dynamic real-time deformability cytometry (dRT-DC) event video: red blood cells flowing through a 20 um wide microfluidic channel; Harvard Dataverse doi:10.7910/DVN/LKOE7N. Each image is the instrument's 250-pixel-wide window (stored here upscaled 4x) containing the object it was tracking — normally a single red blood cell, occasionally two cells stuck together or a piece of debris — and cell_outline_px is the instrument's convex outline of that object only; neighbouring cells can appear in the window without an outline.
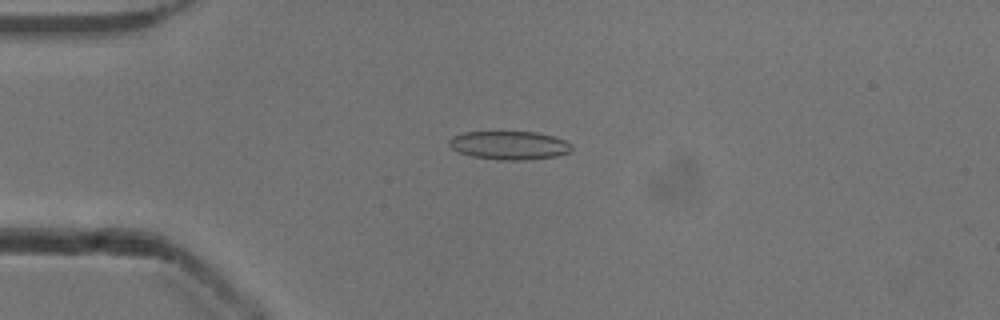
{"species": "common noctule bat (a hibernating species)", "species_latin": "Nyctalus noctula", "temperature_condition": "cold", "stored_images_in_passage": 47, "camera_frame_rate_fps": 3000, "um_per_image_px": 0.085, "animal": {"sex": "male", "body_mass_g": 13.3}, "frame": {"image": 1, "passage_image": 8, "time_ms": 2.333, "image_size_px": [1000, 320], "cell_outline_px": [[572, 148], [568, 152], [556, 156], [528, 160], [500, 160], [472, 156], [460, 152], [452, 148], [448, 144], [448, 140], [452, 136], [464, 132], [536, 132], [552, 136], [564, 140], [572, 144]], "centroid_in_image_um": [43.28, 12.35], "position_along_channel_um": 41.7, "area_um2": 20.29}}
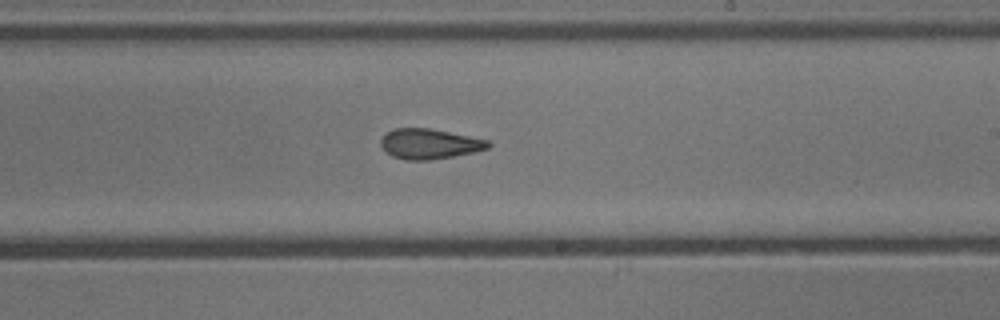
{"frame": {"image": 2, "passage_image": 26, "time_ms": 8.333, "image_size_px": [1000, 320], "cell_outline_px": [[492, 144], [488, 148], [476, 152], [428, 160], [408, 160], [392, 156], [380, 144], [380, 140], [392, 128], [428, 128], [488, 140]], "centroid_in_image_um": [36.51, 12.23], "position_along_channel_um": 252.5, "area_um2": 18.61}}
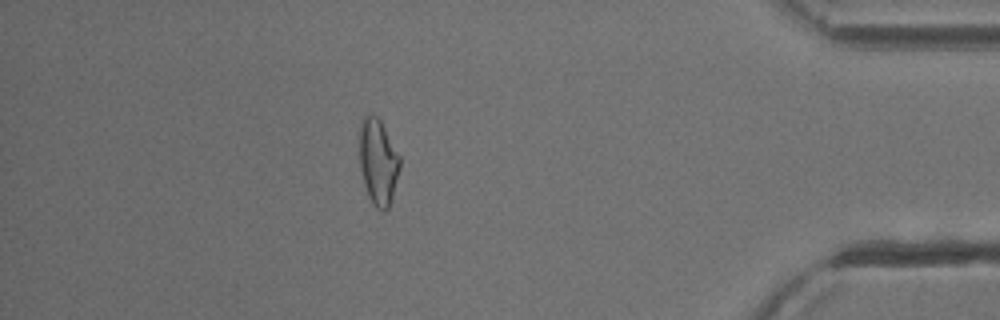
{"frame": {"image": 3, "passage_image": 41, "time_ms": 13.333, "image_size_px": [1000, 320], "cell_outline_px": [[400, 168], [392, 196], [388, 208], [384, 212], [376, 208], [372, 204], [368, 196], [364, 184], [360, 168], [360, 124], [364, 116], [376, 116], [380, 120], [400, 156]], "centroid_in_image_um": [32.14, 13.79], "position_along_channel_um": 403.1, "area_um2": 20.0}, "authors_computed_cell_mechanics": {"area_um2": 19.8254, "velocity_mm_per_s": 3.9174, "shape_relaxation_time_tau1_ms": null, "shape_relaxation_time_tau2_ms": 4.3336, "deformation_change_tau1": null, "deformation_change_tau2": 0.1154}}